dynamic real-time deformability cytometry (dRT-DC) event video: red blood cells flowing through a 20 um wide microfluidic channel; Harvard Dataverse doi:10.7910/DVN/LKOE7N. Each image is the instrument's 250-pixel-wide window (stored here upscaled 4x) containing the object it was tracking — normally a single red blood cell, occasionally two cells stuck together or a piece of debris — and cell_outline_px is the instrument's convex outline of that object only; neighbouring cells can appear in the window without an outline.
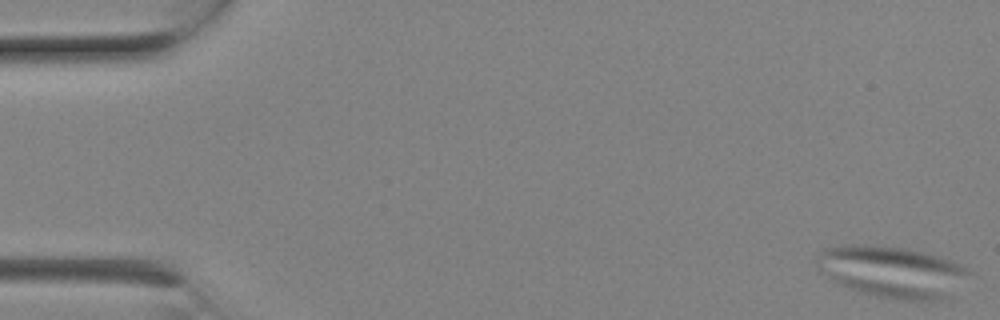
{"species": "Egyptian fruit bat (a non-hibernating species)", "species_latin": "Rousettus aegyptiacus", "temperature_condition": "room temperature", "stored_images_in_passage": 9, "camera_frame_rate_fps": 3000, "um_per_image_px": 0.085, "animal": {"sex": "female"}, "frame": {"image": 1, "passage_image": 1, "time_ms": 0.0, "image_size_px": [1000, 320], "cell_outline_px": [[976, 272], [940, 300], [900, 300], [876, 296], [860, 292], [848, 288], [832, 280], [820, 272], [816, 260], [816, 256], [824, 248], [844, 244], [864, 244], [904, 248], [924, 252], [960, 264]], "centroid_in_image_um": [75.8, 23.08], "position_along_channel_um": 9.2, "area_um2": 45.66}}
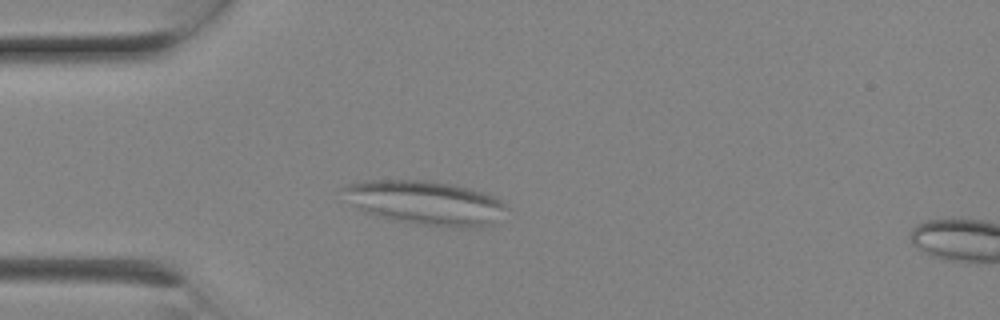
{"frame": {"image": 2, "passage_image": 6, "time_ms": 1.667, "image_size_px": [1000, 320], "cell_outline_px": [[508, 208], [488, 224], [480, 228], [440, 228], [412, 224], [392, 220], [368, 212], [360, 208], [340, 188], [348, 184], [364, 180], [432, 180], [452, 184], [468, 188], [496, 196], [504, 200]], "centroid_in_image_um": [36.23, 17.24], "position_along_channel_um": 48.8, "area_um2": 41.96}}